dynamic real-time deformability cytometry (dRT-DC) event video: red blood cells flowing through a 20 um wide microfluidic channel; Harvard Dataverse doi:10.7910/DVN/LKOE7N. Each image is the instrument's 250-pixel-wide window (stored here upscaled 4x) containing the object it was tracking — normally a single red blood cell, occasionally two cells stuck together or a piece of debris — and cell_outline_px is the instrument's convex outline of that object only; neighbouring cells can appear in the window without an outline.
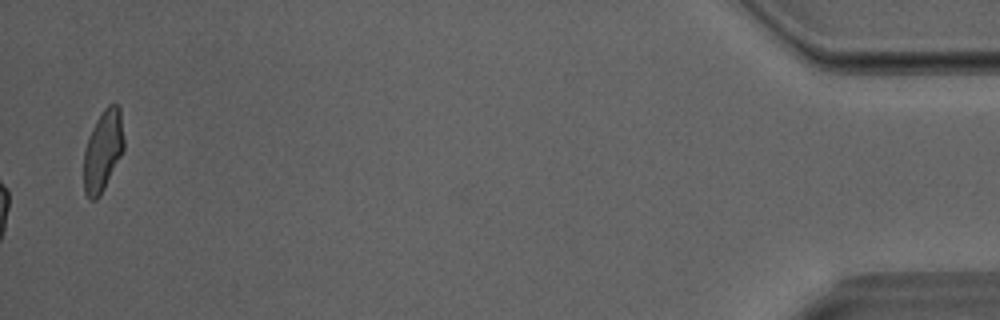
{"species": "Egyptian fruit bat (a non-hibernating species)", "species_latin": "Rousettus aegyptiacus", "temperature_condition": "room temperature", "stored_images_in_passage": 35, "camera_frame_rate_fps": 3000, "um_per_image_px": 0.085, "animal": {"sex": "male"}, "frame": {"image": 1, "passage_image": 35, "time_ms": 11.333, "image_size_px": [1000, 320], "cell_outline_px": [[124, 148], [100, 196], [96, 200], [92, 200], [84, 192], [84, 152], [92, 128], [96, 120], [104, 108], [108, 104], [116, 104], [120, 108], [124, 140]], "centroid_in_image_um": [8.75, 12.79], "position_along_channel_um": 426.5, "area_um2": 18.67}}